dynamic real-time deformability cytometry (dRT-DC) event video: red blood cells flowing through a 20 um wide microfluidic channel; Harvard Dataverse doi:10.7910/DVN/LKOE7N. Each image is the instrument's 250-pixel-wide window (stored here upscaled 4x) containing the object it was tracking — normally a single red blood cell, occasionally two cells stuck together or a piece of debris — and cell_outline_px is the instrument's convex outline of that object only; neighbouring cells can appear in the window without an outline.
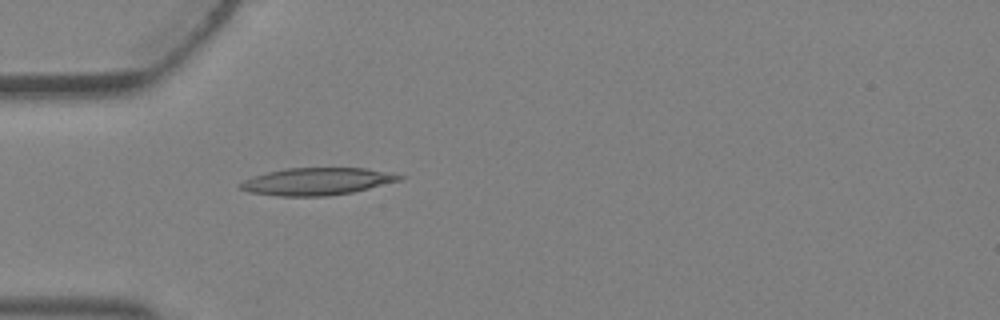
{"species": "Egyptian fruit bat (a non-hibernating species)", "species_latin": "Rousettus aegyptiacus", "temperature_condition": "warm", "stored_images_in_passage": 4, "camera_frame_rate_fps": 3000, "um_per_image_px": 0.085, "animal": {"sex": "female"}, "frame": {"image": 1, "passage_image": 4, "time_ms": 1.0, "image_size_px": [1000, 320], "cell_outline_px": [[408, 176], [400, 180], [352, 192], [328, 196], [276, 196], [248, 192], [240, 188], [236, 184], [252, 176], [268, 172], [288, 168], [364, 168], [392, 172]], "centroid_in_image_um": [26.93, 15.42], "position_along_channel_um": 58.1, "area_um2": 25.43}}